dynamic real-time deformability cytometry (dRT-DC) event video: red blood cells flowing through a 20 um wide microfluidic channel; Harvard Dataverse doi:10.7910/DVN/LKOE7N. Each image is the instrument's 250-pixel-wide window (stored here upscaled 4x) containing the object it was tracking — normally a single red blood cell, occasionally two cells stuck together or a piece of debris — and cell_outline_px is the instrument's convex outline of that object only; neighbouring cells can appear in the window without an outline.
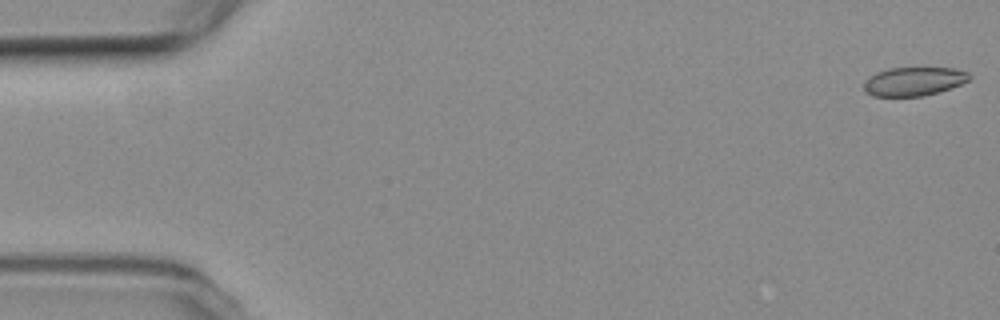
{"species": "common noctule bat (a hibernating species)", "species_latin": "Nyctalus noctula", "temperature_condition": "room temperature", "stored_images_in_passage": 4, "camera_frame_rate_fps": 3000, "um_per_image_px": 0.085, "animal": {"sex": "female", "body_mass_g": 19.3, "forearm_length_mm": 54.1}, "frame": {"image": 1, "passage_image": 1, "time_ms": 0.0, "image_size_px": [1000, 320], "cell_outline_px": [[972, 76], [968, 80], [960, 84], [924, 96], [872, 96], [864, 92], [864, 80], [868, 76], [876, 72], [888, 68], [952, 68], [968, 72]], "centroid_in_image_um": [77.61, 6.91], "position_along_channel_um": 7.4, "area_um2": 17.63}}
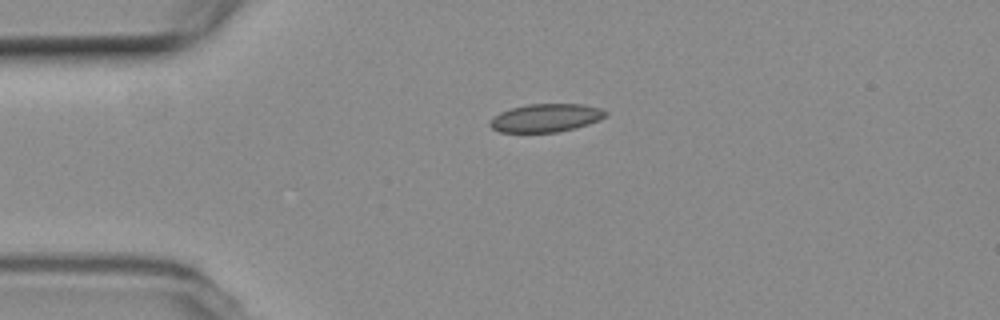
{"frame": {"image": 2, "passage_image": 4, "time_ms": 4.0, "image_size_px": [1000, 320], "cell_outline_px": [[608, 112], [600, 120], [576, 128], [556, 132], [500, 132], [492, 128], [488, 124], [500, 112], [512, 108], [528, 104], [584, 104], [600, 108]], "centroid_in_image_um": [46.42, 10.02], "position_along_channel_um": 38.6, "area_um2": 18.84}}